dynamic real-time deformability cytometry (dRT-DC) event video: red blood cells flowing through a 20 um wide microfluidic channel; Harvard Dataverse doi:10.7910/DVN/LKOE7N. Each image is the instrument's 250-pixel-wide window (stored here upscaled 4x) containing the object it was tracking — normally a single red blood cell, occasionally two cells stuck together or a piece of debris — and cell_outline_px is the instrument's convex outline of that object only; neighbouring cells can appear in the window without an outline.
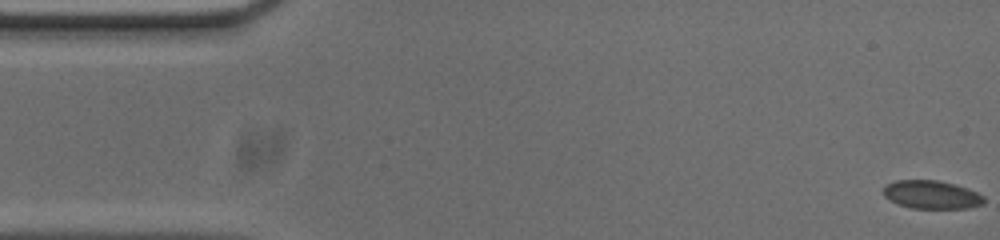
{"species": "common noctule bat (a hibernating species)", "species_latin": "Nyctalus noctula", "temperature_condition": "cold", "stored_images_in_passage": 57, "camera_frame_rate_fps": 3000, "um_per_image_px": 0.085, "animal": {"sex": "male", "body_mass_g": 20.0, "forearm_length_mm": 53.3}, "frame": {"image": 1, "passage_image": 1, "time_ms": 0.0, "image_size_px": [1000, 240], "cell_outline_px": [[984, 204], [964, 208], [908, 208], [884, 196], [884, 188], [888, 184], [896, 180], [936, 180], [968, 188], [984, 196]], "centroid_in_image_um": [79.2, 16.55], "position_along_channel_um": 5.8, "area_um2": 16.3}}
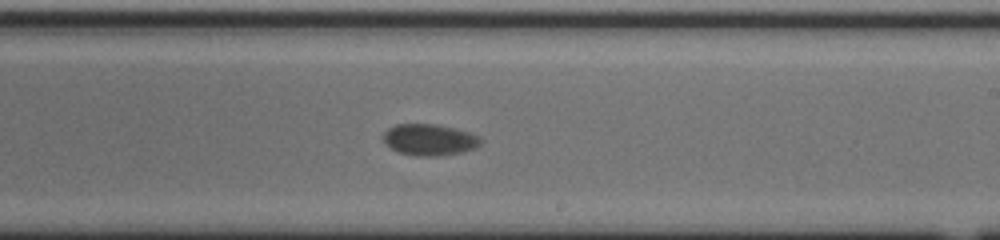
{"frame": {"image": 2, "passage_image": 32, "time_ms": 10.333, "image_size_px": [1000, 240], "cell_outline_px": [[484, 140], [476, 148], [460, 152], [436, 156], [416, 156], [400, 152], [384, 144], [384, 132], [388, 128], [396, 124], [436, 124], [468, 132], [480, 136]], "centroid_in_image_um": [36.51, 11.87], "position_along_channel_um": 252.5, "area_um2": 17.74}}
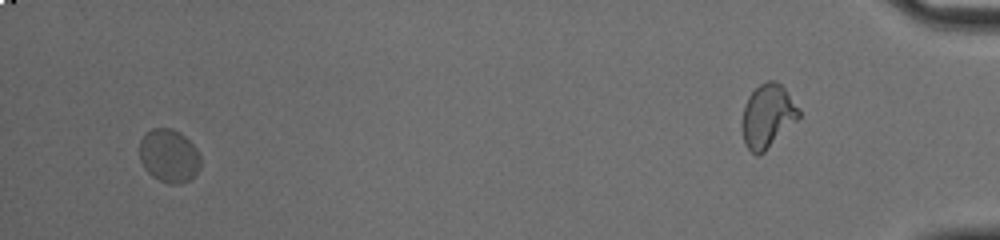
{"frame": {"image": 3, "passage_image": 54, "time_ms": 17.667, "image_size_px": [1000, 240], "cell_outline_px": [[200, 168], [188, 180], [180, 184], [168, 184], [152, 176], [144, 168], [140, 160], [140, 140], [152, 128], [172, 128], [180, 132], [196, 148], [200, 156]], "centroid_in_image_um": [14.36, 13.24], "position_along_channel_um": 420.8, "area_um2": 18.84}, "authors_computed_cell_mechanics": {"area_um2": 17.1666, "velocity_mm_per_s": 3.5856, "shape_relaxation_time_tau1_ms": 3.5078, "shape_relaxation_time_tau2_ms": null, "deformation_change_tau1": 0.1046, "deformation_change_tau2": null}}